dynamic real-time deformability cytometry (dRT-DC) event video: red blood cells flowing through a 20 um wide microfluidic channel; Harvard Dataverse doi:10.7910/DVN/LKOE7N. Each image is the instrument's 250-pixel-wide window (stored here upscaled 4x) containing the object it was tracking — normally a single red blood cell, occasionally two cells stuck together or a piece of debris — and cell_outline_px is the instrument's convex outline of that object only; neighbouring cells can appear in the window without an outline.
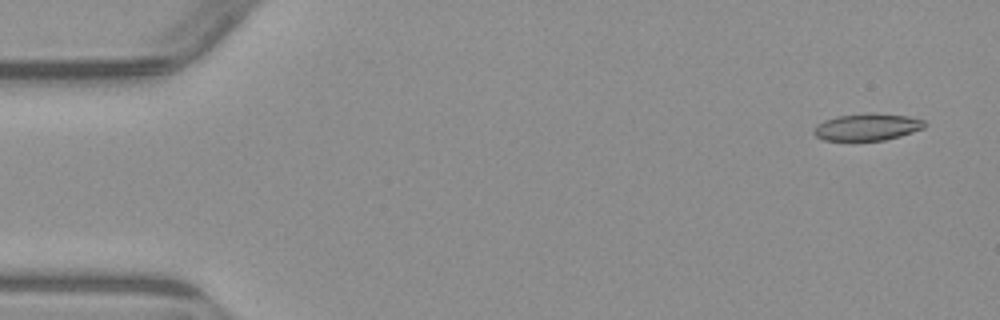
{"species": "common noctule bat (a hibernating species)", "species_latin": "Nyctalus noctula", "temperature_condition": "warm", "stored_images_in_passage": 4, "camera_frame_rate_fps": 3000, "um_per_image_px": 0.085, "animal": {"sex": "male", "body_mass_g": 23.1, "forearm_length_mm": 52.7}, "frame": {"image": 1, "passage_image": 1, "time_ms": 0.0, "image_size_px": [1000, 320], "cell_outline_px": [[928, 124], [924, 128], [900, 136], [884, 140], [824, 140], [816, 136], [812, 132], [816, 124], [824, 120], [836, 116], [868, 112], [872, 112], [908, 116], [924, 120]], "centroid_in_image_um": [73.71, 10.78], "position_along_channel_um": 11.3, "area_um2": 17.63}}
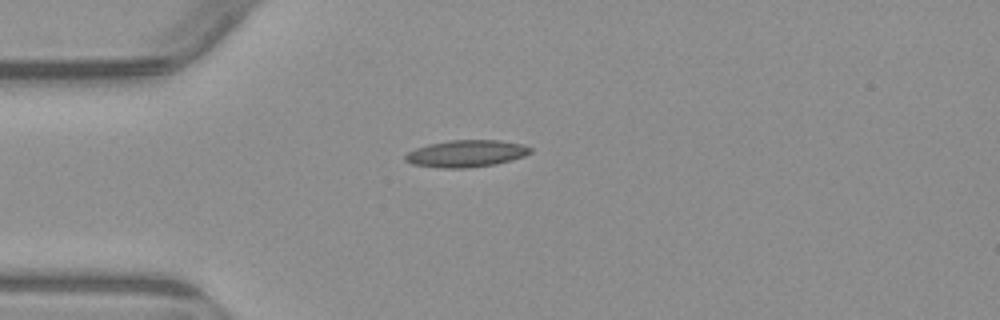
{"frame": {"image": 2, "passage_image": 4, "time_ms": 3.667, "image_size_px": [1000, 320], "cell_outline_px": [[532, 152], [524, 156], [512, 160], [496, 164], [468, 168], [440, 168], [412, 164], [404, 160], [404, 156], [408, 152], [416, 148], [428, 144], [448, 140], [500, 140], [524, 144], [532, 148]], "centroid_in_image_um": [39.64, 13.05], "position_along_channel_um": 45.4, "area_um2": 19.88}}